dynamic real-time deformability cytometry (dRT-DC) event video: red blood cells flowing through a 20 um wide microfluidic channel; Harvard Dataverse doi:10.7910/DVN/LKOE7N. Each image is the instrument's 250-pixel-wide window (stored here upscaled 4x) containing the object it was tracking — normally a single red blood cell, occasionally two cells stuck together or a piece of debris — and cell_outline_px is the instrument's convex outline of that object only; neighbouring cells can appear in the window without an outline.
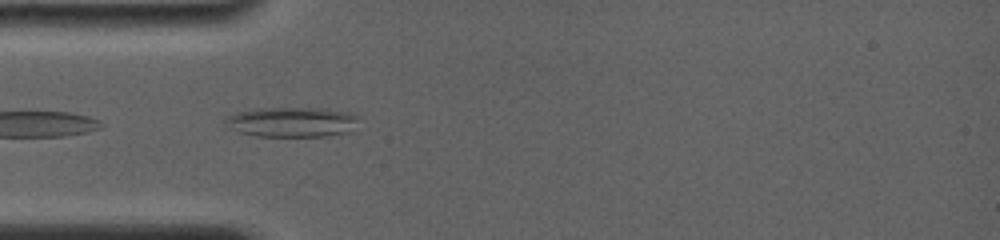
{"species": "common noctule bat (a hibernating species)", "species_latin": "Nyctalus noctula", "temperature_condition": "room temperature", "stored_images_in_passage": 8, "camera_frame_rate_fps": 4000, "um_per_image_px": 0.085, "animal": {"sex": "female", "body_mass_g": 19.0, "forearm_length_mm": 56.7}, "frame": {"image": 1, "passage_image": 3, "time_ms": 0.5, "image_size_px": [1000, 240], "cell_outline_px": [[360, 116], [352, 132], [328, 136], [256, 136], [240, 132], [224, 124], [224, 116], [252, 108], [328, 108], [352, 112]], "centroid_in_image_um": [24.86, 10.36], "position_along_channel_um": 60.1, "area_um2": 23.81}}